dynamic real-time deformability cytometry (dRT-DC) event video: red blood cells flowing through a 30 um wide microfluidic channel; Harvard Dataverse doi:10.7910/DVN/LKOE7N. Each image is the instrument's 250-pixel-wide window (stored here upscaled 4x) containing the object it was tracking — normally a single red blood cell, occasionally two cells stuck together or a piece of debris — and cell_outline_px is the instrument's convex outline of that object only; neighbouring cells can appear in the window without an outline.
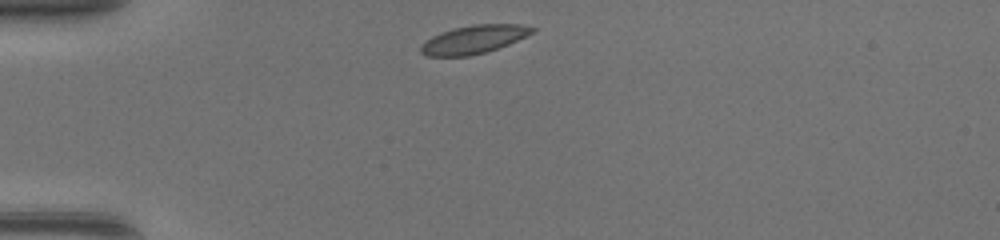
{"species": "common noctule bat (a hibernating species)", "species_latin": "Nyctalus noctula", "temperature_condition": "warm", "stored_images_in_passage": 36, "camera_frame_rate_fps": 3000, "um_per_image_px": 0.085, "animal": {"sex": "female", "body_mass_g": 17.0, "forearm_length_mm": 48.0}, "frame": {"image": 1, "passage_image": 1, "time_ms": 0.0, "image_size_px": [1000, 240], "cell_outline_px": [[536, 32], [508, 44], [484, 52], [468, 56], [428, 56], [420, 52], [420, 44], [432, 36], [440, 32], [452, 28], [472, 24], [520, 24], [536, 28]], "centroid_in_image_um": [40.26, 3.34], "position_along_channel_um": 44.7, "area_um2": 18.44}}
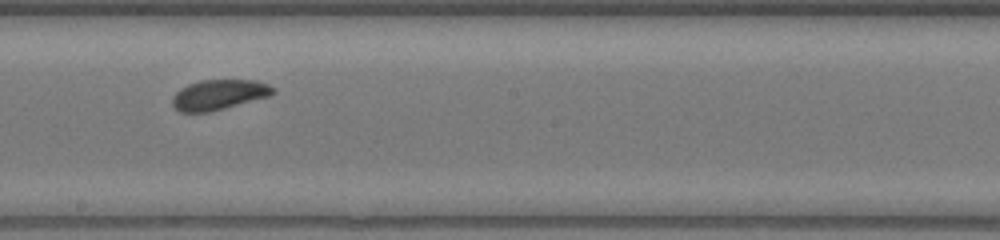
{"frame": {"image": 2, "passage_image": 16, "time_ms": 5.0, "image_size_px": [1000, 240], "cell_outline_px": [[276, 92], [272, 96], [208, 112], [180, 112], [172, 104], [172, 96], [180, 88], [188, 84], [200, 80], [256, 80], [268, 84], [276, 88]], "centroid_in_image_um": [18.64, 8.04], "position_along_channel_um": 229.6, "area_um2": 17.86}}
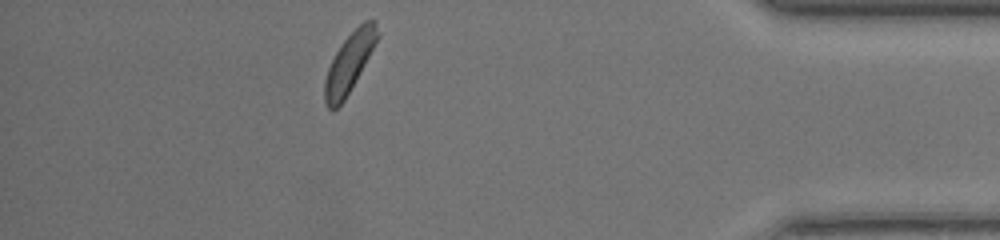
{"frame": {"image": 3, "passage_image": 31, "time_ms": 10.0, "image_size_px": [1000, 240], "cell_outline_px": [[380, 36], [344, 100], [332, 112], [324, 104], [324, 80], [328, 68], [340, 44], [364, 20], [376, 20]], "centroid_in_image_um": [29.68, 5.33], "position_along_channel_um": 405.5, "area_um2": 18.03}, "authors_computed_cell_mechanics": {"area_um2": 17.9469, "velocity_mm_per_s": 4.3318, "shape_relaxation_time_tau1_ms": 1.6981, "shape_relaxation_time_tau2_ms": 4.4608, "deformation_change_tau1": 0.0617, "deformation_change_tau2": 0.0705}}